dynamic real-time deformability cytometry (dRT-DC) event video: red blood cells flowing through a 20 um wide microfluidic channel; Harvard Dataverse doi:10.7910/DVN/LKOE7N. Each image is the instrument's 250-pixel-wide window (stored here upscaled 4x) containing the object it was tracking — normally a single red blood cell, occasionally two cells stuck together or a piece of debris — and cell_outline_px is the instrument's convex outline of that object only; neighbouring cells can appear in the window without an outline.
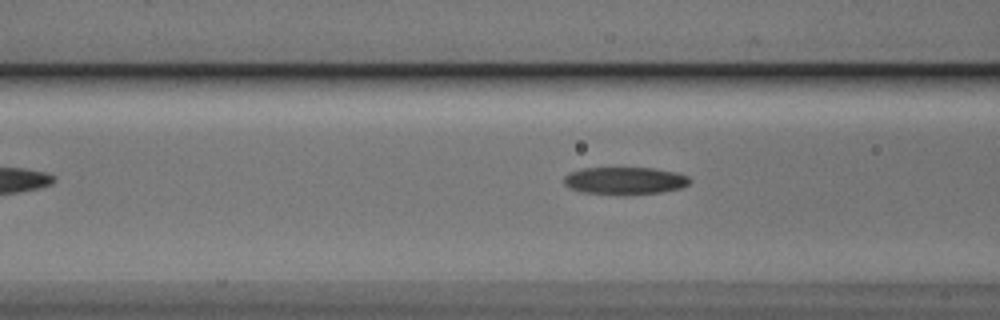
{"species": "Egyptian fruit bat (a non-hibernating species)", "species_latin": "Rousettus aegyptiacus", "temperature_condition": "cold", "stored_images_in_passage": 36, "camera_frame_rate_fps": 3000, "um_per_image_px": 0.085, "animal": {"sex": "male"}, "frame": {"image": 1, "passage_image": 7, "time_ms": 2.0, "image_size_px": [1000, 320], "cell_outline_px": [[692, 180], [688, 184], [680, 188], [660, 192], [624, 196], [616, 196], [580, 192], [568, 188], [564, 184], [564, 176], [572, 172], [584, 168], [652, 168], [676, 172], [688, 176]], "centroid_in_image_um": [53.09, 15.39], "position_along_channel_um": 113.5, "area_um2": 20.52}}
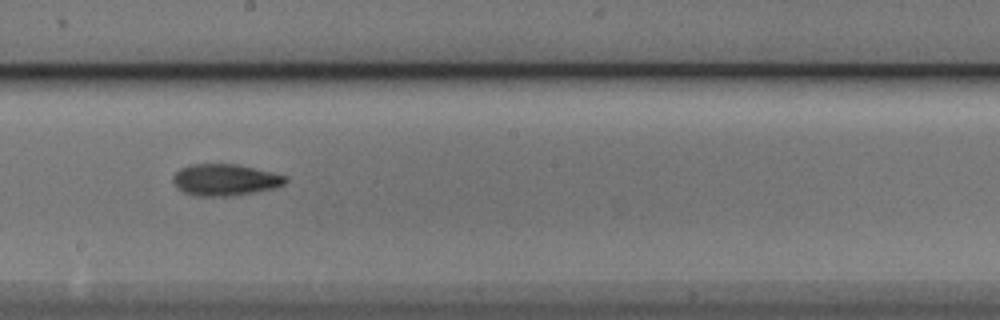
{"frame": {"image": 2, "passage_image": 16, "time_ms": 5.0, "image_size_px": [1000, 320], "cell_outline_px": [[288, 180], [284, 184], [276, 188], [232, 196], [192, 196], [176, 188], [172, 180], [172, 176], [180, 168], [192, 164], [236, 164], [272, 172], [288, 176]], "centroid_in_image_um": [19.12, 15.29], "position_along_channel_um": 229.1, "area_um2": 20.92}}
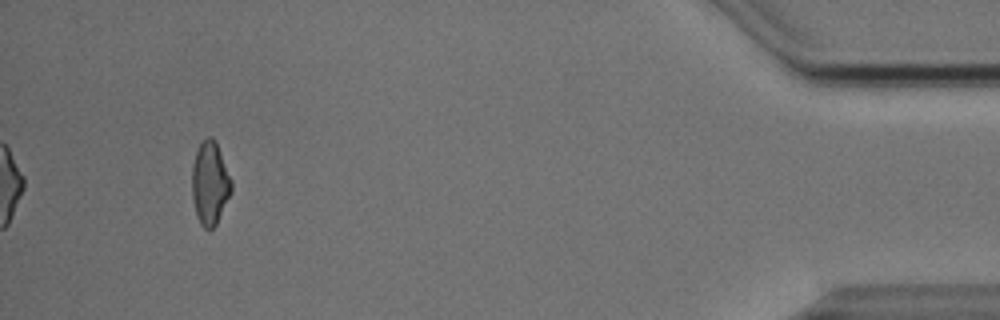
{"frame": {"image": 3, "passage_image": 36, "time_ms": 11.667, "image_size_px": [1000, 320], "cell_outline_px": [[232, 192], [216, 224], [212, 228], [204, 228], [200, 224], [196, 216], [192, 200], [192, 164], [196, 152], [200, 144], [208, 136], [212, 136], [216, 140], [232, 180]], "centroid_in_image_um": [17.85, 15.56], "position_along_channel_um": 417.4, "area_um2": 19.31}, "authors_computed_cell_mechanics": {"area_um2": 19.9121, "velocity_mm_per_s": 3.8466, "shape_relaxation_time_tau1_ms": 7.7123, "shape_relaxation_time_tau2_ms": 3.7439, "deformation_change_tau1": 0.1838, "deformation_change_tau2": 0.1147}}